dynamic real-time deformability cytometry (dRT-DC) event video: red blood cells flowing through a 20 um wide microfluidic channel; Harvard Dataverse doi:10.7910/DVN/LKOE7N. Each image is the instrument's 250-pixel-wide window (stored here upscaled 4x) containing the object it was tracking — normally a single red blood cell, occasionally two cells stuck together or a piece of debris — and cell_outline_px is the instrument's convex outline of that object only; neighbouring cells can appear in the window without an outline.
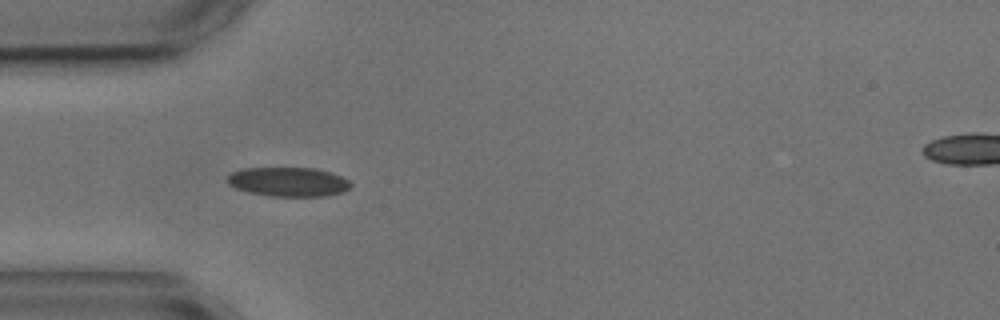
{"species": "common noctule bat (a hibernating species)", "species_latin": "Nyctalus noctula", "temperature_condition": "cold", "stored_images_in_passage": 14, "segment_of_instrument_passage": [1, 2], "camera_frame_rate_fps": 3000, "um_per_image_px": 0.085, "animal": {"sex": "male", "body_mass_g": 17.9, "forearm_length_mm": 54.2}, "frame": {"image": 1, "passage_image": 3, "time_ms": 3.333, "image_size_px": [1000, 320], "cell_outline_px": [[352, 184], [344, 192], [328, 196], [268, 196], [248, 192], [236, 188], [228, 184], [228, 176], [232, 172], [244, 168], [316, 168], [340, 176], [348, 180]], "centroid_in_image_um": [24.51, 15.46], "position_along_channel_um": 60.5, "area_um2": 20.98}}
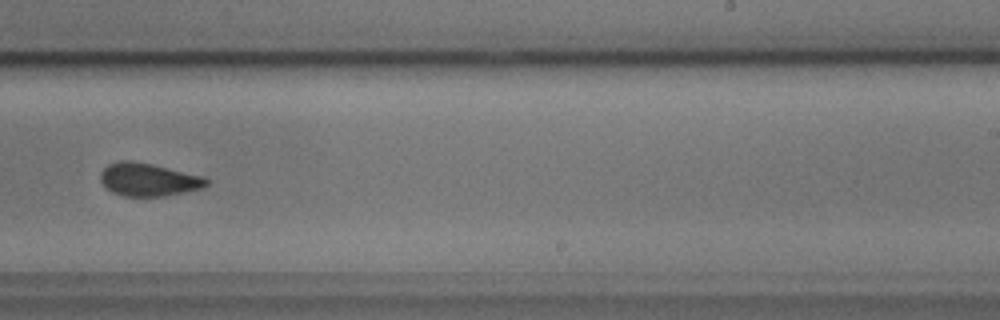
{"frame": {"image": 2, "passage_image": 8, "time_ms": 9.333, "image_size_px": [1000, 320], "cell_outline_px": [[208, 184], [204, 188], [164, 196], [124, 196], [112, 192], [100, 180], [100, 172], [108, 164], [120, 160], [132, 160], [152, 164], [204, 176], [208, 180]], "centroid_in_image_um": [12.62, 15.26], "position_along_channel_um": 276.4, "area_um2": 20.4}}
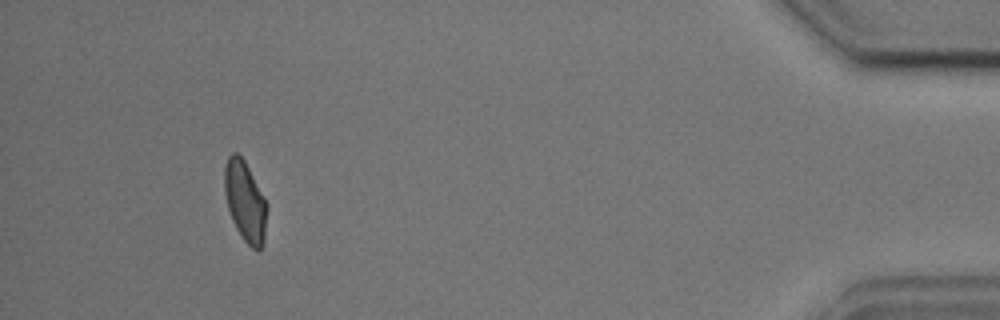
{"frame": {"image": 3, "passage_image": 12, "time_ms": 15.0, "image_size_px": [1000, 320], "cell_outline_px": [[268, 208], [264, 240], [260, 248], [256, 252], [244, 240], [236, 228], [232, 220], [228, 208], [224, 192], [224, 168], [228, 156], [232, 152], [236, 152], [244, 160], [264, 196], [268, 204]], "centroid_in_image_um": [20.84, 17.12], "position_along_channel_um": 414.4, "area_um2": 20.0}}